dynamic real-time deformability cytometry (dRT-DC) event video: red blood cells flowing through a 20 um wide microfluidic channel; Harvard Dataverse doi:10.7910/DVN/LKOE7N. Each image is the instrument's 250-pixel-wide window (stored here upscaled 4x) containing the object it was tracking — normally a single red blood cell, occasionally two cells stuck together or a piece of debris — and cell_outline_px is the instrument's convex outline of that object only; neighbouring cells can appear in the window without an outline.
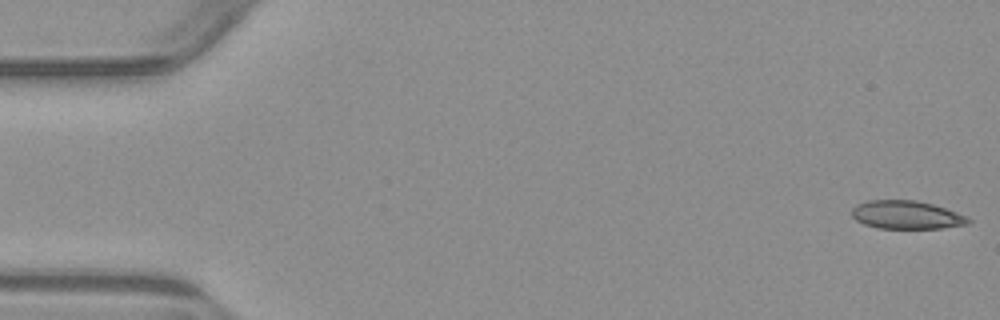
{"species": "common noctule bat (a hibernating species)", "species_latin": "Nyctalus noctula", "temperature_condition": "warm", "stored_images_in_passage": 4, "camera_frame_rate_fps": 3000, "um_per_image_px": 0.085, "animal": {"sex": "male", "body_mass_g": 23.1, "forearm_length_mm": 52.7}, "frame": {"image": 1, "passage_image": 1, "time_ms": 0.0, "image_size_px": [1000, 320], "cell_outline_px": [[972, 220], [968, 224], [944, 228], [876, 228], [864, 224], [856, 220], [852, 216], [852, 208], [856, 204], [868, 200], [916, 200], [932, 204], [968, 216]], "centroid_in_image_um": [77.05, 18.26], "position_along_channel_um": 8.0, "area_um2": 19.25}}